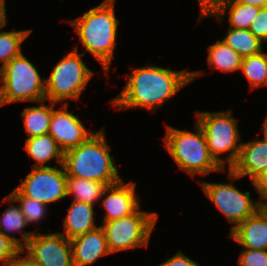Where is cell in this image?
<instances>
[{"label": "cell", "mask_w": 267, "mask_h": 266, "mask_svg": "<svg viewBox=\"0 0 267 266\" xmlns=\"http://www.w3.org/2000/svg\"><path fill=\"white\" fill-rule=\"evenodd\" d=\"M131 71L124 89L110 101L118 110L141 107L153 111L202 75V71H174L152 65Z\"/></svg>", "instance_id": "1"}, {"label": "cell", "mask_w": 267, "mask_h": 266, "mask_svg": "<svg viewBox=\"0 0 267 266\" xmlns=\"http://www.w3.org/2000/svg\"><path fill=\"white\" fill-rule=\"evenodd\" d=\"M115 0H104L79 18L69 21L79 36V41L102 65L109 77V68L116 43L119 21L115 15Z\"/></svg>", "instance_id": "2"}, {"label": "cell", "mask_w": 267, "mask_h": 266, "mask_svg": "<svg viewBox=\"0 0 267 266\" xmlns=\"http://www.w3.org/2000/svg\"><path fill=\"white\" fill-rule=\"evenodd\" d=\"M109 150L102 127L82 144L64 152L66 175L102 182L107 186L119 182L121 177Z\"/></svg>", "instance_id": "3"}, {"label": "cell", "mask_w": 267, "mask_h": 266, "mask_svg": "<svg viewBox=\"0 0 267 266\" xmlns=\"http://www.w3.org/2000/svg\"><path fill=\"white\" fill-rule=\"evenodd\" d=\"M195 129L193 133L166 125L165 147L175 163L192 176L225 171L210 155L205 134L197 122Z\"/></svg>", "instance_id": "4"}, {"label": "cell", "mask_w": 267, "mask_h": 266, "mask_svg": "<svg viewBox=\"0 0 267 266\" xmlns=\"http://www.w3.org/2000/svg\"><path fill=\"white\" fill-rule=\"evenodd\" d=\"M0 106L14 102L46 100V79L23 54L0 70Z\"/></svg>", "instance_id": "5"}, {"label": "cell", "mask_w": 267, "mask_h": 266, "mask_svg": "<svg viewBox=\"0 0 267 266\" xmlns=\"http://www.w3.org/2000/svg\"><path fill=\"white\" fill-rule=\"evenodd\" d=\"M195 118L205 134L210 155L224 169L225 162L228 164V169H231L239 157L242 145L239 140L241 136L238 131L237 119L233 117L230 110L224 112L198 111ZM226 152L225 159L219 157Z\"/></svg>", "instance_id": "6"}, {"label": "cell", "mask_w": 267, "mask_h": 266, "mask_svg": "<svg viewBox=\"0 0 267 266\" xmlns=\"http://www.w3.org/2000/svg\"><path fill=\"white\" fill-rule=\"evenodd\" d=\"M76 48L64 55L46 79V100L56 103L66 99L78 100L94 72L82 61Z\"/></svg>", "instance_id": "7"}, {"label": "cell", "mask_w": 267, "mask_h": 266, "mask_svg": "<svg viewBox=\"0 0 267 266\" xmlns=\"http://www.w3.org/2000/svg\"><path fill=\"white\" fill-rule=\"evenodd\" d=\"M157 219L156 212L138 209L130 216L104 222L101 227L105 232L110 253L141 246L147 248Z\"/></svg>", "instance_id": "8"}, {"label": "cell", "mask_w": 267, "mask_h": 266, "mask_svg": "<svg viewBox=\"0 0 267 266\" xmlns=\"http://www.w3.org/2000/svg\"><path fill=\"white\" fill-rule=\"evenodd\" d=\"M200 185L210 201L224 214L228 222L233 224L231 231L262 207L260 201L251 200L250 192H241L232 183L201 181Z\"/></svg>", "instance_id": "9"}, {"label": "cell", "mask_w": 267, "mask_h": 266, "mask_svg": "<svg viewBox=\"0 0 267 266\" xmlns=\"http://www.w3.org/2000/svg\"><path fill=\"white\" fill-rule=\"evenodd\" d=\"M54 167H33L32 171L16 187L24 196L46 205L67 197V175L63 164Z\"/></svg>", "instance_id": "10"}, {"label": "cell", "mask_w": 267, "mask_h": 266, "mask_svg": "<svg viewBox=\"0 0 267 266\" xmlns=\"http://www.w3.org/2000/svg\"><path fill=\"white\" fill-rule=\"evenodd\" d=\"M35 266H74L71 241L60 234H34L22 252Z\"/></svg>", "instance_id": "11"}, {"label": "cell", "mask_w": 267, "mask_h": 266, "mask_svg": "<svg viewBox=\"0 0 267 266\" xmlns=\"http://www.w3.org/2000/svg\"><path fill=\"white\" fill-rule=\"evenodd\" d=\"M55 105L56 103H53L48 134L56 140L63 152L77 147L94 134L85 128L79 117L68 111L69 102L67 100L61 109H54Z\"/></svg>", "instance_id": "12"}, {"label": "cell", "mask_w": 267, "mask_h": 266, "mask_svg": "<svg viewBox=\"0 0 267 266\" xmlns=\"http://www.w3.org/2000/svg\"><path fill=\"white\" fill-rule=\"evenodd\" d=\"M134 182H119L108 185L104 190L101 205L107 211L103 217V223L130 216L140 209L139 200L135 192Z\"/></svg>", "instance_id": "13"}, {"label": "cell", "mask_w": 267, "mask_h": 266, "mask_svg": "<svg viewBox=\"0 0 267 266\" xmlns=\"http://www.w3.org/2000/svg\"><path fill=\"white\" fill-rule=\"evenodd\" d=\"M267 170V135L252 142H242L236 163L229 169L228 179L231 182L250 176L251 182Z\"/></svg>", "instance_id": "14"}, {"label": "cell", "mask_w": 267, "mask_h": 266, "mask_svg": "<svg viewBox=\"0 0 267 266\" xmlns=\"http://www.w3.org/2000/svg\"><path fill=\"white\" fill-rule=\"evenodd\" d=\"M229 237L245 249L267 250V206L230 231Z\"/></svg>", "instance_id": "15"}, {"label": "cell", "mask_w": 267, "mask_h": 266, "mask_svg": "<svg viewBox=\"0 0 267 266\" xmlns=\"http://www.w3.org/2000/svg\"><path fill=\"white\" fill-rule=\"evenodd\" d=\"M70 241L74 266L92 265L98 258L111 254L101 225Z\"/></svg>", "instance_id": "16"}, {"label": "cell", "mask_w": 267, "mask_h": 266, "mask_svg": "<svg viewBox=\"0 0 267 266\" xmlns=\"http://www.w3.org/2000/svg\"><path fill=\"white\" fill-rule=\"evenodd\" d=\"M227 10H229V28L234 29H249L252 21L260 12V8L253 5L240 4L235 0H219L211 10L200 14L199 19L213 15L218 21L223 22L222 17Z\"/></svg>", "instance_id": "17"}, {"label": "cell", "mask_w": 267, "mask_h": 266, "mask_svg": "<svg viewBox=\"0 0 267 266\" xmlns=\"http://www.w3.org/2000/svg\"><path fill=\"white\" fill-rule=\"evenodd\" d=\"M93 207L73 200L63 221L64 232L60 234L71 240L99 227L95 224Z\"/></svg>", "instance_id": "18"}, {"label": "cell", "mask_w": 267, "mask_h": 266, "mask_svg": "<svg viewBox=\"0 0 267 266\" xmlns=\"http://www.w3.org/2000/svg\"><path fill=\"white\" fill-rule=\"evenodd\" d=\"M25 149L27 154L35 160L34 167H49L46 163L53 160V158L57 164H63L64 152L49 134L27 138L25 140Z\"/></svg>", "instance_id": "19"}, {"label": "cell", "mask_w": 267, "mask_h": 266, "mask_svg": "<svg viewBox=\"0 0 267 266\" xmlns=\"http://www.w3.org/2000/svg\"><path fill=\"white\" fill-rule=\"evenodd\" d=\"M49 102V105H45L41 101L39 102L40 106L26 107L21 112L28 138L49 133L50 120L53 113V102Z\"/></svg>", "instance_id": "20"}, {"label": "cell", "mask_w": 267, "mask_h": 266, "mask_svg": "<svg viewBox=\"0 0 267 266\" xmlns=\"http://www.w3.org/2000/svg\"><path fill=\"white\" fill-rule=\"evenodd\" d=\"M207 64L221 72L241 70L242 57L222 40L208 46Z\"/></svg>", "instance_id": "21"}, {"label": "cell", "mask_w": 267, "mask_h": 266, "mask_svg": "<svg viewBox=\"0 0 267 266\" xmlns=\"http://www.w3.org/2000/svg\"><path fill=\"white\" fill-rule=\"evenodd\" d=\"M11 205L9 208H6L0 217V231L5 236L10 237L21 249H23L35 233L22 231V229L28 225V222L21 212L20 207L18 205ZM9 232L21 233L22 239L11 236L8 234Z\"/></svg>", "instance_id": "22"}, {"label": "cell", "mask_w": 267, "mask_h": 266, "mask_svg": "<svg viewBox=\"0 0 267 266\" xmlns=\"http://www.w3.org/2000/svg\"><path fill=\"white\" fill-rule=\"evenodd\" d=\"M222 41L236 51L242 58L263 52V42L249 29L228 28V32Z\"/></svg>", "instance_id": "23"}, {"label": "cell", "mask_w": 267, "mask_h": 266, "mask_svg": "<svg viewBox=\"0 0 267 266\" xmlns=\"http://www.w3.org/2000/svg\"><path fill=\"white\" fill-rule=\"evenodd\" d=\"M106 187L102 182L67 176V196L74 195L73 200L92 206L102 197Z\"/></svg>", "instance_id": "24"}, {"label": "cell", "mask_w": 267, "mask_h": 266, "mask_svg": "<svg viewBox=\"0 0 267 266\" xmlns=\"http://www.w3.org/2000/svg\"><path fill=\"white\" fill-rule=\"evenodd\" d=\"M7 22L0 27V70L13 58L22 54L21 43L30 35L32 30L1 31Z\"/></svg>", "instance_id": "25"}, {"label": "cell", "mask_w": 267, "mask_h": 266, "mask_svg": "<svg viewBox=\"0 0 267 266\" xmlns=\"http://www.w3.org/2000/svg\"><path fill=\"white\" fill-rule=\"evenodd\" d=\"M241 71L249 81L250 89L267 86V53L242 58Z\"/></svg>", "instance_id": "26"}, {"label": "cell", "mask_w": 267, "mask_h": 266, "mask_svg": "<svg viewBox=\"0 0 267 266\" xmlns=\"http://www.w3.org/2000/svg\"><path fill=\"white\" fill-rule=\"evenodd\" d=\"M19 202V207L25 216L28 224L38 223L47 213V206L44 203L22 195L16 188L3 199V203Z\"/></svg>", "instance_id": "27"}, {"label": "cell", "mask_w": 267, "mask_h": 266, "mask_svg": "<svg viewBox=\"0 0 267 266\" xmlns=\"http://www.w3.org/2000/svg\"><path fill=\"white\" fill-rule=\"evenodd\" d=\"M22 249L0 231V262L3 266H11L21 255Z\"/></svg>", "instance_id": "28"}, {"label": "cell", "mask_w": 267, "mask_h": 266, "mask_svg": "<svg viewBox=\"0 0 267 266\" xmlns=\"http://www.w3.org/2000/svg\"><path fill=\"white\" fill-rule=\"evenodd\" d=\"M239 266H267V250L245 249L238 258Z\"/></svg>", "instance_id": "29"}, {"label": "cell", "mask_w": 267, "mask_h": 266, "mask_svg": "<svg viewBox=\"0 0 267 266\" xmlns=\"http://www.w3.org/2000/svg\"><path fill=\"white\" fill-rule=\"evenodd\" d=\"M249 30L262 42L267 41V7L260 8V12L252 21Z\"/></svg>", "instance_id": "30"}, {"label": "cell", "mask_w": 267, "mask_h": 266, "mask_svg": "<svg viewBox=\"0 0 267 266\" xmlns=\"http://www.w3.org/2000/svg\"><path fill=\"white\" fill-rule=\"evenodd\" d=\"M252 185L258 191L260 203L262 206H267V170L259 174L253 181ZM266 201V202H265Z\"/></svg>", "instance_id": "31"}, {"label": "cell", "mask_w": 267, "mask_h": 266, "mask_svg": "<svg viewBox=\"0 0 267 266\" xmlns=\"http://www.w3.org/2000/svg\"><path fill=\"white\" fill-rule=\"evenodd\" d=\"M157 266H199L198 262L191 260L189 257L184 255L181 251L175 254L167 261Z\"/></svg>", "instance_id": "32"}, {"label": "cell", "mask_w": 267, "mask_h": 266, "mask_svg": "<svg viewBox=\"0 0 267 266\" xmlns=\"http://www.w3.org/2000/svg\"><path fill=\"white\" fill-rule=\"evenodd\" d=\"M218 2L219 0H198L200 5V13L202 14L211 10Z\"/></svg>", "instance_id": "33"}, {"label": "cell", "mask_w": 267, "mask_h": 266, "mask_svg": "<svg viewBox=\"0 0 267 266\" xmlns=\"http://www.w3.org/2000/svg\"><path fill=\"white\" fill-rule=\"evenodd\" d=\"M240 4L253 5L259 8L267 7V0H235Z\"/></svg>", "instance_id": "34"}, {"label": "cell", "mask_w": 267, "mask_h": 266, "mask_svg": "<svg viewBox=\"0 0 267 266\" xmlns=\"http://www.w3.org/2000/svg\"><path fill=\"white\" fill-rule=\"evenodd\" d=\"M7 22L5 0H0V27Z\"/></svg>", "instance_id": "35"}, {"label": "cell", "mask_w": 267, "mask_h": 266, "mask_svg": "<svg viewBox=\"0 0 267 266\" xmlns=\"http://www.w3.org/2000/svg\"><path fill=\"white\" fill-rule=\"evenodd\" d=\"M11 266H35L29 260H27L24 256H20Z\"/></svg>", "instance_id": "36"}, {"label": "cell", "mask_w": 267, "mask_h": 266, "mask_svg": "<svg viewBox=\"0 0 267 266\" xmlns=\"http://www.w3.org/2000/svg\"><path fill=\"white\" fill-rule=\"evenodd\" d=\"M263 130H264V133L267 135V116L263 122Z\"/></svg>", "instance_id": "37"}]
</instances>
